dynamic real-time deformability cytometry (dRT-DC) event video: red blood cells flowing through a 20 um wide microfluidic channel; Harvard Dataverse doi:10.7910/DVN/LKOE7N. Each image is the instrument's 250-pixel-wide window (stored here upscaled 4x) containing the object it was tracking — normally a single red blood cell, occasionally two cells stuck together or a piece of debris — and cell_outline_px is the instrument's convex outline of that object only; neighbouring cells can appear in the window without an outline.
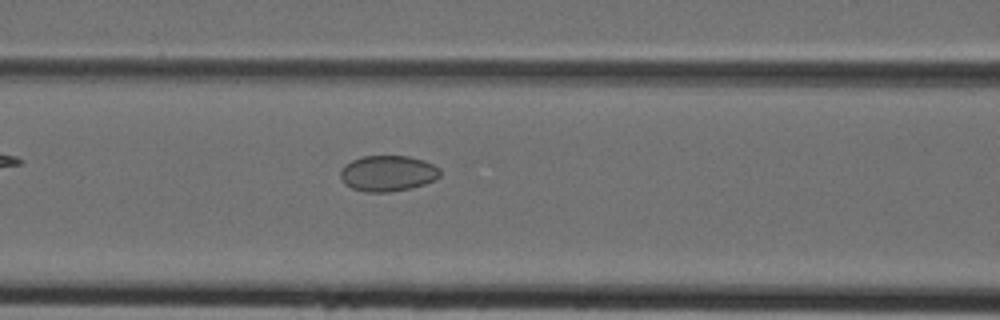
{"species": "Egyptian fruit bat (a non-hibernating species)", "species_latin": "Rousettus aegyptiacus", "temperature_condition": "cold", "stored_images_in_passage": 30, "camera_frame_rate_fps": 3000, "um_per_image_px": 0.085, "animal": {"sex": "female"}, "frame": {"image": 1, "passage_image": 6, "time_ms": 1.667, "image_size_px": [1000, 320], "cell_outline_px": [[440, 176], [436, 180], [412, 188], [388, 192], [364, 192], [352, 188], [344, 184], [340, 176], [340, 172], [344, 164], [352, 160], [364, 156], [408, 156], [424, 160], [440, 168]], "centroid_in_image_um": [32.96, 14.74], "position_along_channel_um": 133.6, "area_um2": 20.98}}
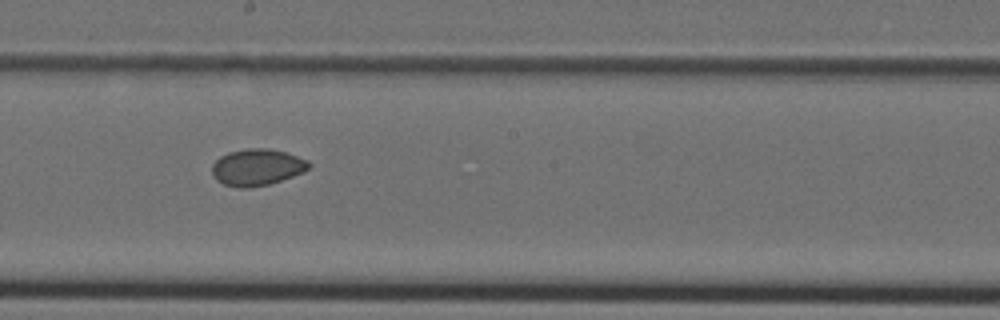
{"frame": {"image": 2, "passage_image": 12, "time_ms": 3.667, "image_size_px": [1000, 320], "cell_outline_px": [[312, 164], [304, 172], [268, 184], [248, 188], [236, 188], [224, 184], [216, 180], [212, 176], [212, 164], [220, 156], [228, 152], [248, 148], [268, 148], [284, 152], [308, 160]], "centroid_in_image_um": [21.82, 14.22], "position_along_channel_um": 226.4, "area_um2": 20.69}}
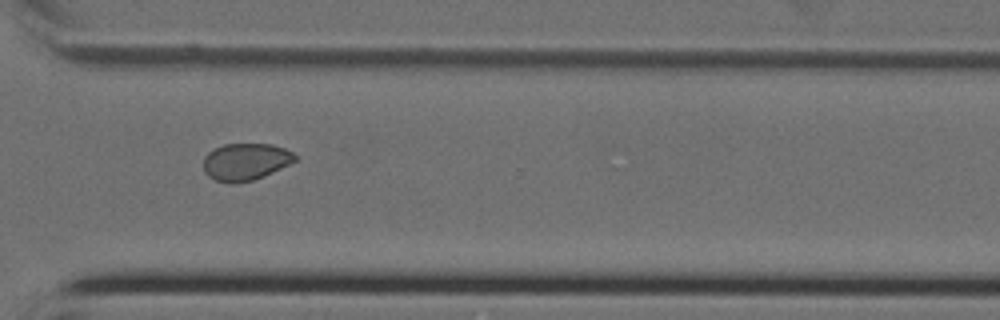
{"frame": {"image": 3, "passage_image": 20, "time_ms": 6.333, "image_size_px": [1000, 320], "cell_outline_px": [[296, 160], [264, 176], [252, 180], [236, 184], [232, 184], [216, 180], [208, 176], [204, 172], [204, 156], [208, 152], [224, 144], [272, 144], [284, 148], [292, 152], [296, 156]], "centroid_in_image_um": [20.85, 13.75], "position_along_channel_um": 349.8, "area_um2": 19.71}}